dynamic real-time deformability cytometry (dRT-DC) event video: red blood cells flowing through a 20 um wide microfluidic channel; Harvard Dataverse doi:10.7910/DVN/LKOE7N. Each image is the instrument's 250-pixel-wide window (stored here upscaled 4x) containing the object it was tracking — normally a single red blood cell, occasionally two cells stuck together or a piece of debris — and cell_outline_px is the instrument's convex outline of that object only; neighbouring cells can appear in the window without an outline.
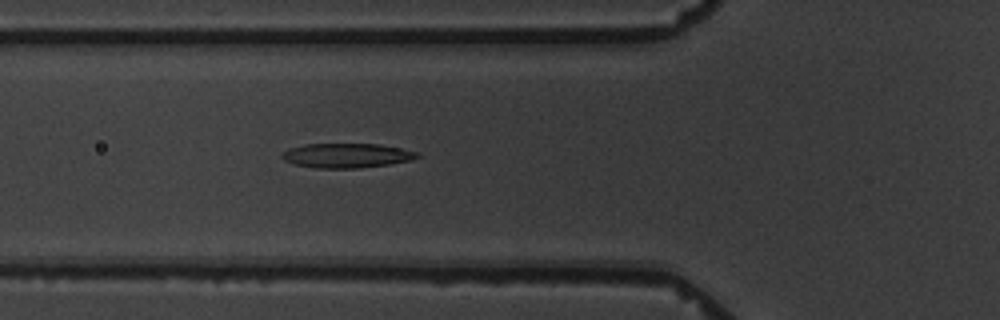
{"species": "common noctule bat (a hibernating species)", "species_latin": "Nyctalus noctula", "temperature_condition": "warm", "stored_images_in_passage": 5, "camera_frame_rate_fps": 3000, "um_per_image_px": 0.085, "animal": {"sex": "male", "body_mass_g": 19.5, "forearm_length_mm": 54.6}, "frame": {"image": 1, "passage_image": 5, "time_ms": 5.333, "image_size_px": [1000, 320], "cell_outline_px": [[420, 156], [412, 160], [388, 164], [356, 168], [316, 168], [292, 164], [284, 160], [280, 156], [288, 148], [304, 144], [380, 144], [420, 152]], "centroid_in_image_um": [29.45, 13.22], "position_along_channel_um": 96.3, "area_um2": 19.36}}